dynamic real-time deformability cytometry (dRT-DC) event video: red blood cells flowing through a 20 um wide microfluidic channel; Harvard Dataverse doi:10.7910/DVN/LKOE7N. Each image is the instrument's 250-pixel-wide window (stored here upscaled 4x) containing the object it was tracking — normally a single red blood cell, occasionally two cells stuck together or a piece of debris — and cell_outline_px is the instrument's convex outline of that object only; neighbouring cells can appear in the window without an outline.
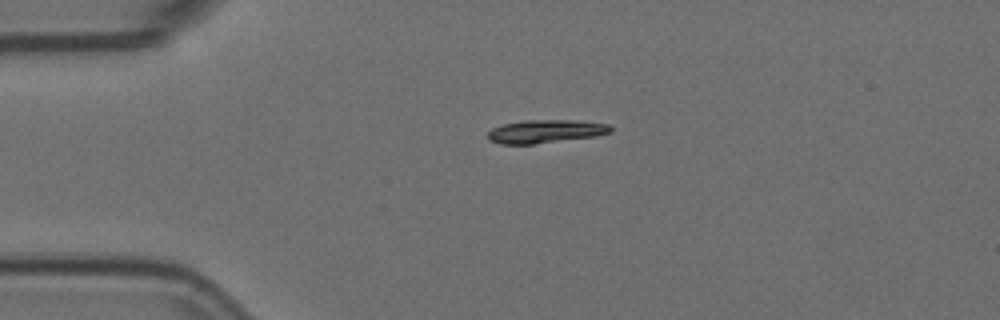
{"species": "Egyptian fruit bat (a non-hibernating species)", "species_latin": "Rousettus aegyptiacus", "temperature_condition": "room temperature", "stored_images_in_passage": 6, "camera_frame_rate_fps": 3000, "um_per_image_px": 0.085, "animal": {"sex": "female"}, "frame": {"image": 1, "passage_image": 6, "time_ms": 1.667, "image_size_px": [1000, 320], "cell_outline_px": [[612, 132], [596, 136], [532, 144], [500, 144], [492, 140], [488, 136], [488, 132], [492, 128], [504, 124], [524, 120], [568, 120], [612, 124]], "centroid_in_image_um": [46.41, 11.16], "position_along_channel_um": 38.6, "area_um2": 16.47}}